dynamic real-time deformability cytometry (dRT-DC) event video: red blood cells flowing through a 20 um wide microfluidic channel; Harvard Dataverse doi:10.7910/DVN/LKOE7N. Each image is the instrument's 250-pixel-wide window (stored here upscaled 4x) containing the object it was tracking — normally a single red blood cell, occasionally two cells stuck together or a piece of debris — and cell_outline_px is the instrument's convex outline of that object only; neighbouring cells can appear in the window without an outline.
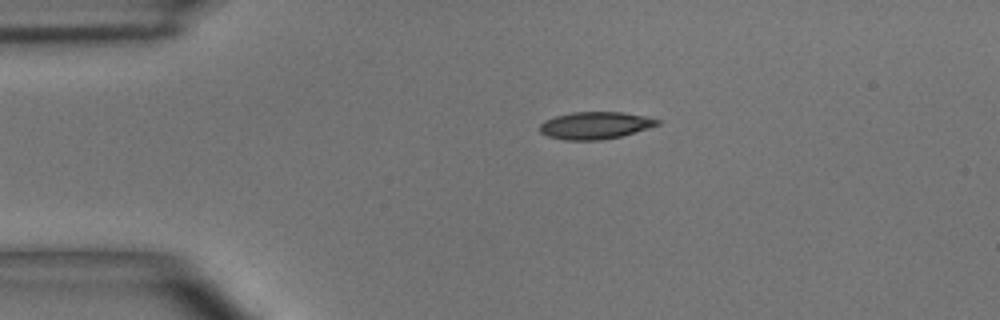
{"species": "common noctule bat (a hibernating species)", "species_latin": "Nyctalus noctula", "temperature_condition": "room temperature", "stored_images_in_passage": 2, "camera_frame_rate_fps": 3000, "um_per_image_px": 0.085, "animal": {"sex": "male", "body_mass_g": 15.6}, "frame": {"image": 1, "passage_image": 1, "time_ms": 0.0, "image_size_px": [1000, 320], "cell_outline_px": [[660, 124], [648, 128], [620, 136], [600, 140], [564, 140], [548, 136], [540, 132], [540, 124], [544, 120], [556, 116], [572, 112], [624, 112], [644, 116], [660, 120]], "centroid_in_image_um": [50.57, 10.65], "position_along_channel_um": 34.4, "area_um2": 18.55}}